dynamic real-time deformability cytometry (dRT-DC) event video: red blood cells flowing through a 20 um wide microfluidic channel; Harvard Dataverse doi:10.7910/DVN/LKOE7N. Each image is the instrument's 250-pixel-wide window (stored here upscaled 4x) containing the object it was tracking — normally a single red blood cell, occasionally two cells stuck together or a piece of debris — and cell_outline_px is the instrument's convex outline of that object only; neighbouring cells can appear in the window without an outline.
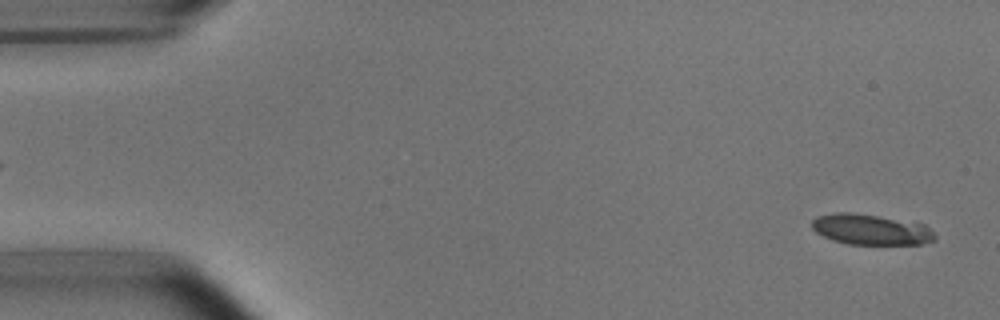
{"species": "common noctule bat (a hibernating species)", "species_latin": "Nyctalus noctula", "temperature_condition": "room temperature", "stored_images_in_passage": 12, "camera_frame_rate_fps": 3000, "um_per_image_px": 0.085, "animal": {"sex": "male", "body_mass_g": 15.6}, "frame": {"image": 1, "passage_image": 2, "time_ms": 0.333, "image_size_px": [1000, 320], "cell_outline_px": [[936, 240], [920, 244], [848, 244], [832, 240], [816, 232], [812, 228], [812, 220], [816, 216], [836, 212], [852, 212], [924, 224], [936, 236]], "centroid_in_image_um": [73.99, 19.51], "position_along_channel_um": 11.0, "area_um2": 21.73}}